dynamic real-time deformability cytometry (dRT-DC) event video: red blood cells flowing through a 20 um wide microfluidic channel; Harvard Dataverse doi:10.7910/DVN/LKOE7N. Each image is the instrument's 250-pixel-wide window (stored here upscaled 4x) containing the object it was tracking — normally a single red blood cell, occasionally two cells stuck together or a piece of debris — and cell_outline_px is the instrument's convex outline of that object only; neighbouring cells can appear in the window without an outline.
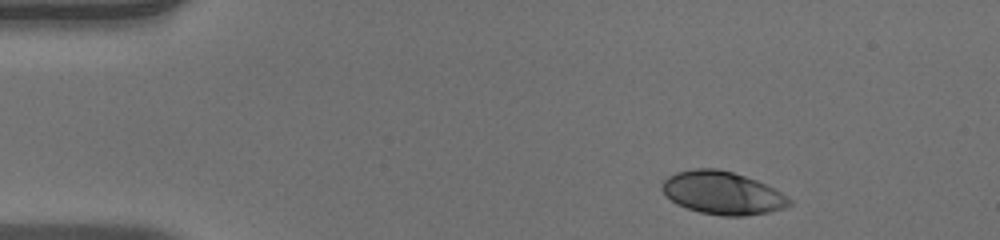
{"species": "human", "species_latin": "Homo sapiens", "temperature_condition": "warm", "stored_images_in_passage": 46, "camera_frame_rate_fps": 3000, "um_per_image_px": 0.085, "donor": {"sex": "male"}, "frame": {"image": 1, "passage_image": 1, "time_ms": 0.0, "image_size_px": [1000, 240], "cell_outline_px": [[792, 204], [784, 208], [768, 212], [744, 216], [720, 216], [700, 212], [676, 204], [660, 188], [664, 180], [668, 176], [676, 172], [692, 168], [716, 168], [732, 172], [756, 180], [788, 196], [792, 200]], "centroid_in_image_um": [61.4, 16.4], "position_along_channel_um": 23.6, "area_um2": 31.73}}
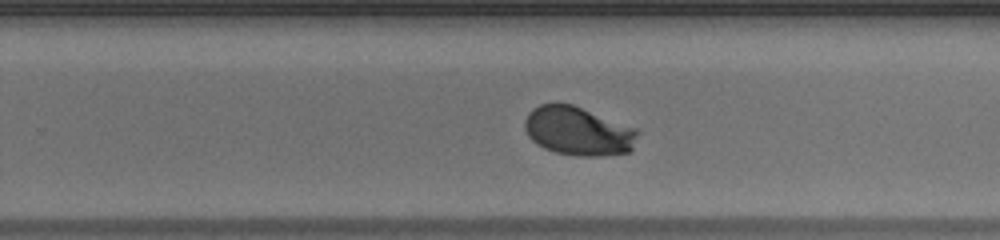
{"frame": {"image": 2, "passage_image": 27, "time_ms": 8.667, "image_size_px": [1000, 240], "cell_outline_px": [[640, 132], [632, 148], [628, 152], [600, 156], [576, 156], [556, 152], [544, 148], [536, 144], [528, 136], [524, 128], [524, 120], [528, 112], [532, 108], [540, 104], [572, 104], [636, 128]], "centroid_in_image_um": [49.12, 11.15], "position_along_channel_um": 280.7, "area_um2": 32.14}}
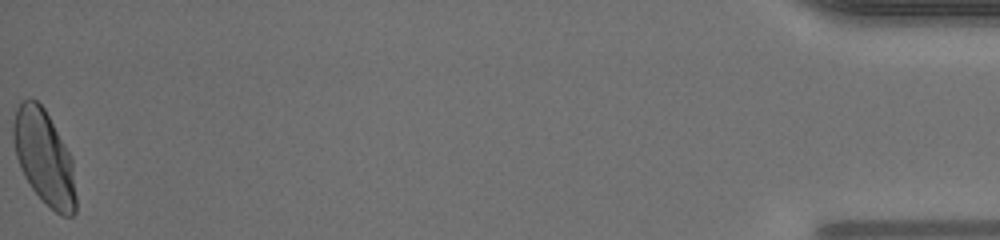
{"frame": {"image": 3, "passage_image": 46, "time_ms": 15.0, "image_size_px": [1000, 240], "cell_outline_px": [[76, 212], [72, 216], [60, 216], [32, 188], [24, 176], [20, 168], [16, 156], [12, 136], [12, 124], [16, 108], [20, 100], [36, 100], [44, 108], [68, 152], [72, 160], [76, 196]], "centroid_in_image_um": [3.73, 13.38], "position_along_channel_um": 431.5, "area_um2": 34.04}, "authors_computed_cell_mechanics": {"area_um2": 32.3969, "velocity_mm_per_s": 3.9438, "shape_relaxation_time_tau1_ms": 2.0909, "shape_relaxation_time_tau2_ms": null, "deformation_change_tau1": 0.1514, "deformation_change_tau2": null}}